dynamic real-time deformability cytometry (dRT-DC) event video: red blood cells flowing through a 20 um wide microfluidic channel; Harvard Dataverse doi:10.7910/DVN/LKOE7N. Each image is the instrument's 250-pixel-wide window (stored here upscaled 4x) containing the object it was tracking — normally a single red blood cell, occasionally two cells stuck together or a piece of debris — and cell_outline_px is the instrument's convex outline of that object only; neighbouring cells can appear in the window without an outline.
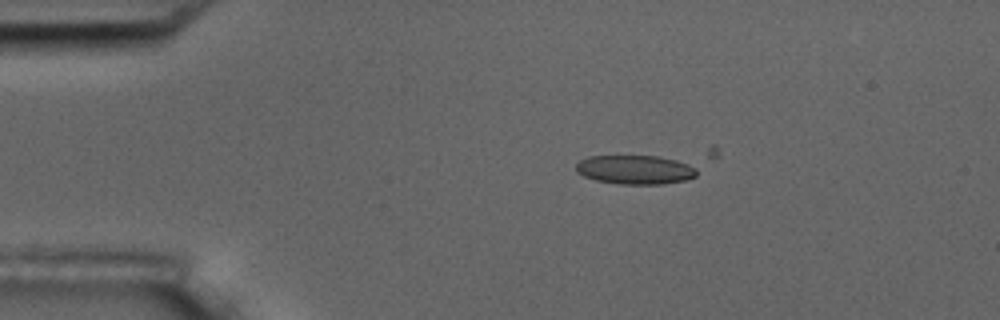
{"species": "common noctule bat (a hibernating species)", "species_latin": "Nyctalus noctula", "temperature_condition": "room temperature", "stored_images_in_passage": 6, "camera_frame_rate_fps": 3000, "um_per_image_px": 0.085, "animal": {"sex": "male", "body_mass_g": 17.5, "forearm_length_mm": 52.3}, "frame": {"image": 1, "passage_image": 4, "time_ms": 3.333, "image_size_px": [1000, 320], "cell_outline_px": [[696, 176], [684, 180], [664, 184], [620, 184], [596, 180], [584, 176], [576, 172], [576, 164], [580, 160], [588, 156], [656, 156], [676, 160], [688, 164], [696, 168]], "centroid_in_image_um": [53.97, 14.42], "position_along_channel_um": 31.0, "area_um2": 20.35}}